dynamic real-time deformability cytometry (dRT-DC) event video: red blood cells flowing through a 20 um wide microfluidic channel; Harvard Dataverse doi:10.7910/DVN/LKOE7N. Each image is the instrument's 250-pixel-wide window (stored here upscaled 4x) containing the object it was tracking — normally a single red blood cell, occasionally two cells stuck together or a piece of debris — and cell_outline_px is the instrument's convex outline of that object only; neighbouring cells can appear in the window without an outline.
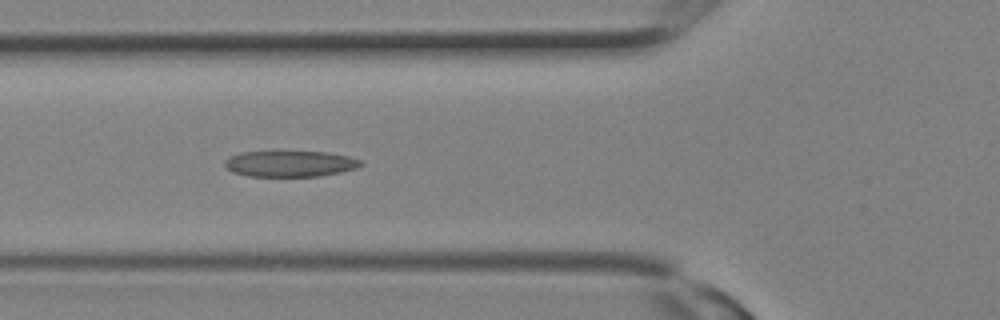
{"species": "Egyptian fruit bat (a non-hibernating species)", "species_latin": "Rousettus aegyptiacus", "temperature_condition": "room temperature", "stored_images_in_passage": 10, "camera_frame_rate_fps": 3000, "um_per_image_px": 0.085, "animal": {"sex": "female"}, "frame": {"image": 1, "passage_image": 5, "time_ms": 1.333, "image_size_px": [1000, 320], "cell_outline_px": [[364, 164], [356, 168], [340, 172], [320, 176], [248, 176], [232, 172], [224, 164], [224, 160], [228, 156], [240, 152], [328, 152], [348, 156], [360, 160]], "centroid_in_image_um": [24.63, 13.91], "position_along_channel_um": 101.2, "area_um2": 20.58}}
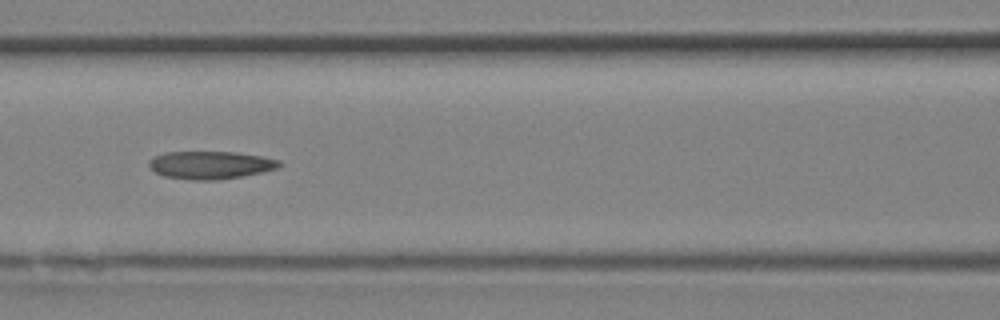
{"frame": {"image": 2, "passage_image": 7, "time_ms": 2.0, "image_size_px": [1000, 320], "cell_outline_px": [[284, 164], [276, 168], [244, 176], [220, 180], [192, 180], [164, 176], [156, 172], [148, 164], [148, 160], [152, 156], [164, 152], [236, 152], [260, 156], [280, 160]], "centroid_in_image_um": [17.87, 14.02], "position_along_channel_um": 148.7, "area_um2": 21.21}}
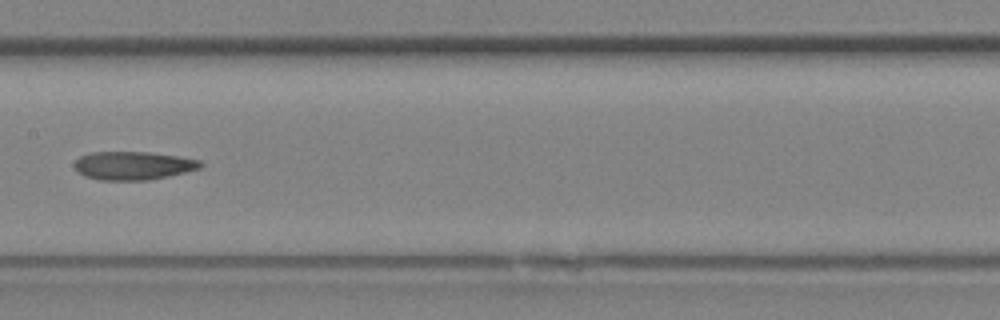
{"frame": {"image": 3, "passage_image": 9, "time_ms": 2.667, "image_size_px": [1000, 320], "cell_outline_px": [[204, 164], [200, 168], [168, 176], [148, 180], [100, 180], [84, 176], [72, 164], [80, 156], [88, 152], [148, 152], [176, 156], [200, 160]], "centroid_in_image_um": [11.29, 14.07], "position_along_channel_um": 196.1, "area_um2": 20.75}}